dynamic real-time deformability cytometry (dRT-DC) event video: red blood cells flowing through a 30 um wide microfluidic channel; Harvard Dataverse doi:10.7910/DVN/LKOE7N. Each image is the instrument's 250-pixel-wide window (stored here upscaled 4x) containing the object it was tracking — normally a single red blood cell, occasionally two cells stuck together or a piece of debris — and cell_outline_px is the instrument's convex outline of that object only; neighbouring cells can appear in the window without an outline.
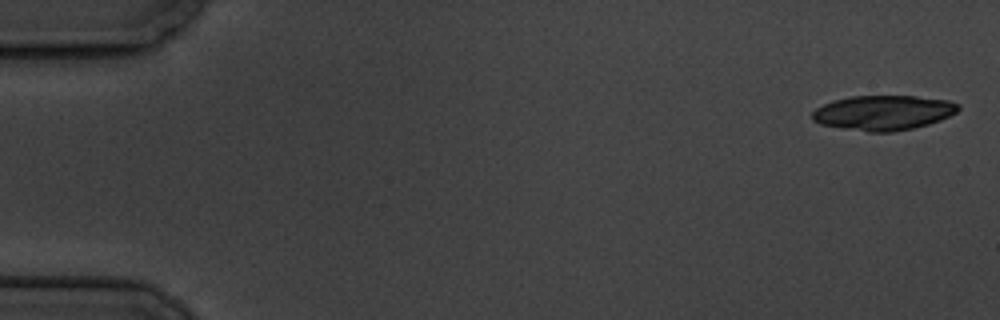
{"species": "common noctule bat (a hibernating species)", "species_latin": "Nyctalus noctula", "temperature_condition": "cold", "stored_images_in_passage": 6, "camera_frame_rate_fps": 3000, "um_per_image_px": 0.085, "animal": {"sex": "male", "body_mass_g": 19.5, "forearm_length_mm": 54.6}, "frame": {"image": 1, "passage_image": 1, "time_ms": 0.0, "image_size_px": [1000, 320], "cell_outline_px": [[960, 108], [956, 112], [940, 120], [928, 124], [912, 128], [892, 132], [868, 132], [820, 124], [812, 120], [812, 112], [816, 108], [832, 100], [852, 96], [916, 96], [948, 100], [960, 104]], "centroid_in_image_um": [75.08, 9.57], "position_along_channel_um": 9.9, "area_um2": 29.59}}